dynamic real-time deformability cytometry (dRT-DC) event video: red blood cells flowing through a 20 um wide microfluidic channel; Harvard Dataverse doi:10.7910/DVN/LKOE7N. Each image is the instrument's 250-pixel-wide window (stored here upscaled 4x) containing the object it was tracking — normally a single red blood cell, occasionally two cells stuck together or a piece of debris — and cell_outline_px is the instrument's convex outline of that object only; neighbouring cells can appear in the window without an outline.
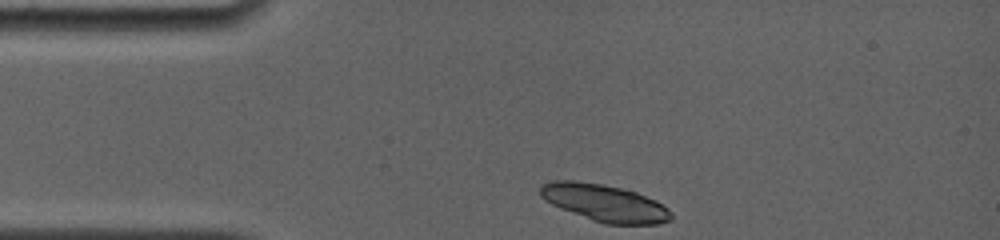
{"species": "common noctule bat (a hibernating species)", "species_latin": "Nyctalus noctula", "temperature_condition": "room temperature", "stored_images_in_passage": 6, "camera_frame_rate_fps": 4000, "um_per_image_px": 0.085, "animal": {"sex": "female", "body_mass_g": 19.0, "forearm_length_mm": 56.7}, "frame": {"image": 1, "passage_image": 1, "time_ms": 0.0, "image_size_px": [1000, 240], "cell_outline_px": [[672, 220], [656, 224], [604, 224], [592, 220], [560, 208], [552, 204], [540, 196], [540, 188], [544, 184], [552, 180], [572, 180], [600, 184], [620, 188], [636, 192], [668, 208], [672, 216]], "centroid_in_image_um": [51.37, 17.26], "position_along_channel_um": 33.6, "area_um2": 27.86}}